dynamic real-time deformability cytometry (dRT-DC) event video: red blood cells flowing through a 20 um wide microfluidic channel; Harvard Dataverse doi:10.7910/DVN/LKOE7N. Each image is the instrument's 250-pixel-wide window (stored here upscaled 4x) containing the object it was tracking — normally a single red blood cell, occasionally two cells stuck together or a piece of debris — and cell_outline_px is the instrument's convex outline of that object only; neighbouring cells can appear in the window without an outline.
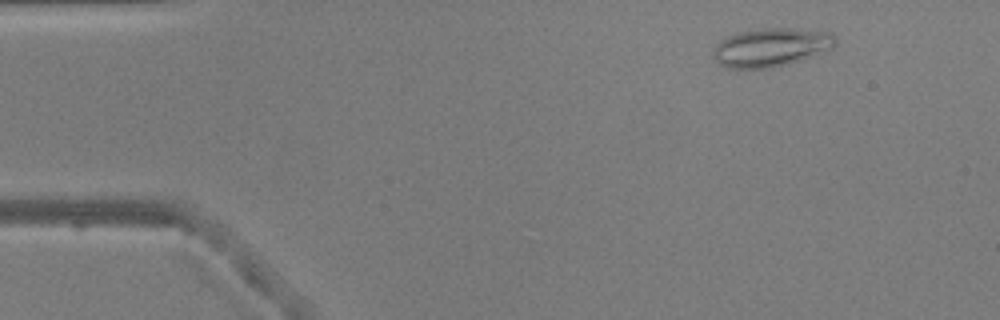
{"species": "common noctule bat (a hibernating species)", "species_latin": "Nyctalus noctula", "temperature_condition": "warm", "stored_images_in_passage": 52, "camera_frame_rate_fps": 3000, "um_per_image_px": 0.085, "animal": {"sex": "male", "body_mass_g": 20.5, "forearm_length_mm": 52.5}, "frame": {"image": 1, "passage_image": 6, "time_ms": 1.667, "image_size_px": [1000, 320], "cell_outline_px": [[836, 44], [832, 48], [784, 64], [768, 68], [728, 68], [720, 64], [712, 56], [712, 52], [716, 44], [720, 40], [736, 32], [764, 28], [792, 28], [832, 32], [836, 36]], "centroid_in_image_um": [65.5, 3.99], "position_along_channel_um": 19.5, "area_um2": 27.17}}
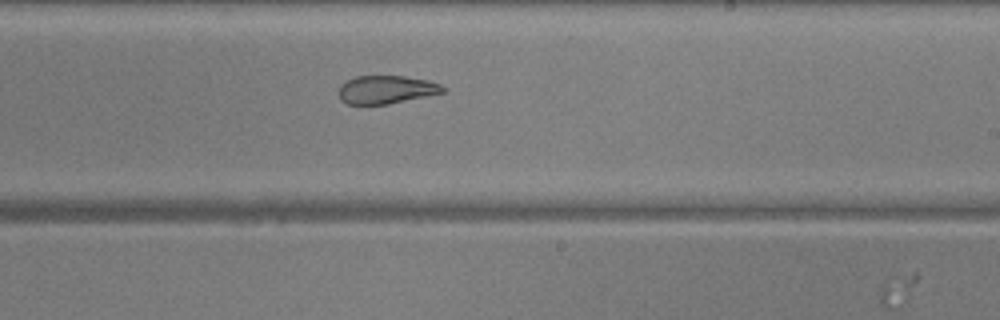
{"frame": {"image": 2, "passage_image": 31, "time_ms": 10.0, "image_size_px": [1000, 320], "cell_outline_px": [[444, 92], [388, 104], [348, 104], [340, 100], [340, 84], [356, 76], [404, 76], [428, 80], [440, 84], [444, 88]], "centroid_in_image_um": [32.82, 7.61], "position_along_channel_um": 256.2, "area_um2": 16.88}}
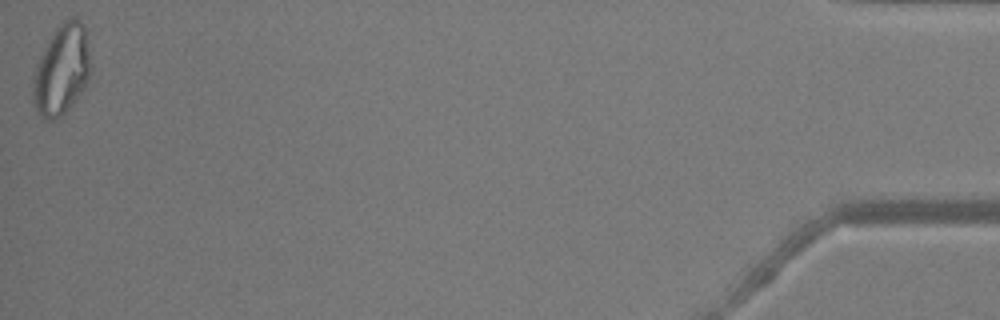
{"frame": {"image": 3, "passage_image": 52, "time_ms": 17.0, "image_size_px": [1000, 320], "cell_outline_px": [[92, 72], [88, 80], [76, 100], [56, 120], [48, 120], [36, 108], [32, 100], [32, 88], [36, 64], [52, 32], [64, 20], [80, 20], [84, 28], [92, 68]], "centroid_in_image_um": [5.24, 5.95], "position_along_channel_um": 430.0, "area_um2": 29.94}, "authors_computed_cell_mechanics": {"area_um2": 22.9466, "velocity_mm_per_s": 3.8716, "shape_relaxation_time_tau1_ms": null, "shape_relaxation_time_tau2_ms": 1.853, "deformation_change_tau1": null, "deformation_change_tau2": 0.0814}}